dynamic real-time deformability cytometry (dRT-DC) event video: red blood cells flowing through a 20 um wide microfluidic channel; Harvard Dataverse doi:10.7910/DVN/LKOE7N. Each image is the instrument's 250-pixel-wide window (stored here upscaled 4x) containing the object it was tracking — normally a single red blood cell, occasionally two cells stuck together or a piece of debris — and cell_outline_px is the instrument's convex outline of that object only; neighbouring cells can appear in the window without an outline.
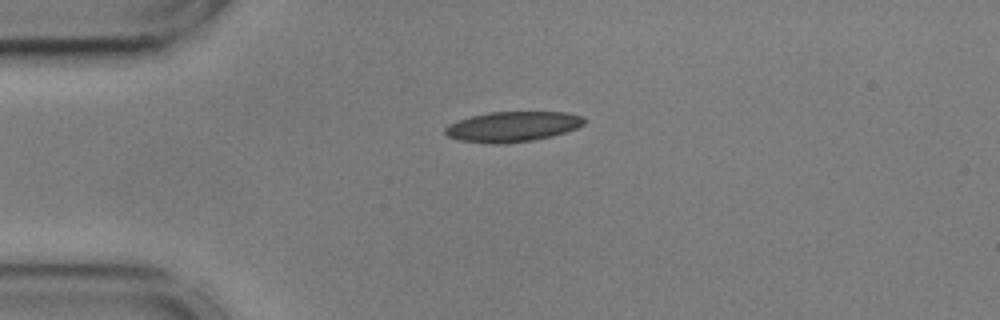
{"species": "common noctule bat (a hibernating species)", "species_latin": "Nyctalus noctula", "temperature_condition": "cold", "stored_images_in_passage": 43, "camera_frame_rate_fps": 3000, "um_per_image_px": 0.085, "animal": {"sex": "male", "body_mass_g": 17.9, "forearm_length_mm": 54.2}, "frame": {"image": 1, "passage_image": 1, "time_ms": 0.0, "image_size_px": [1000, 320], "cell_outline_px": [[588, 120], [584, 124], [576, 128], [552, 136], [532, 140], [504, 144], [488, 144], [460, 140], [448, 136], [444, 132], [444, 128], [448, 124], [472, 116], [488, 112], [568, 112], [584, 116]], "centroid_in_image_um": [43.59, 10.76], "position_along_channel_um": 41.4, "area_um2": 24.62}}
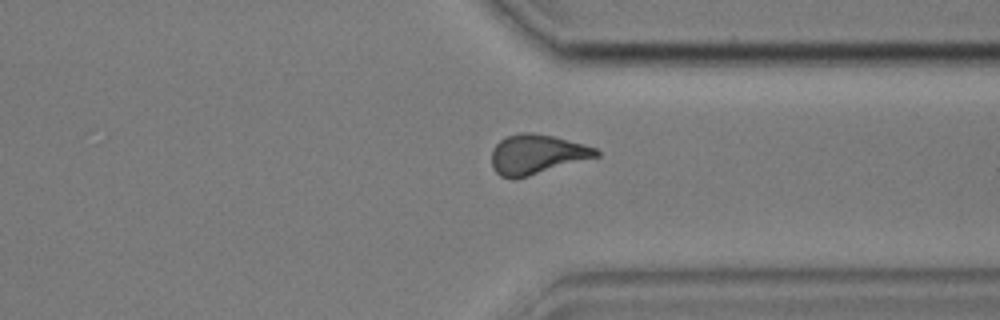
{"frame": {"image": 2, "passage_image": 30, "time_ms": 9.667, "image_size_px": [1000, 320], "cell_outline_px": [[600, 156], [528, 176], [500, 176], [492, 168], [492, 148], [500, 140], [508, 136], [520, 132], [532, 132], [552, 136], [584, 144], [596, 148], [600, 152]], "centroid_in_image_um": [45.64, 13.09], "position_along_channel_um": 365.8, "area_um2": 23.81}}
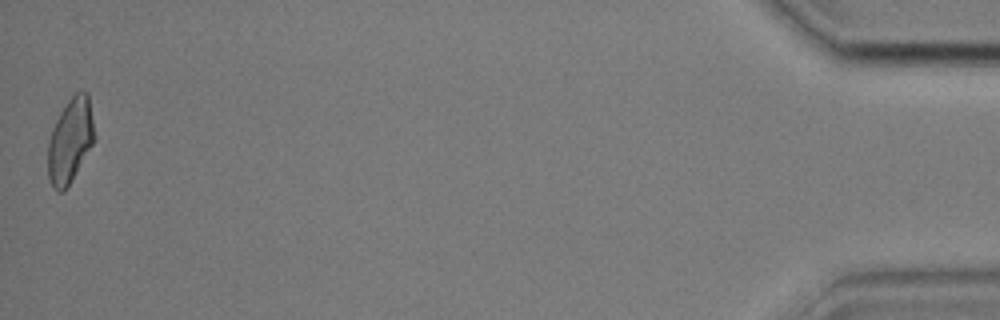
{"frame": {"image": 3, "passage_image": 43, "time_ms": 14.0, "image_size_px": [1000, 320], "cell_outline_px": [[96, 140], [64, 192], [56, 192], [52, 188], [48, 176], [48, 140], [52, 128], [60, 112], [68, 100], [76, 92], [88, 92], [96, 136]], "centroid_in_image_um": [5.98, 11.96], "position_along_channel_um": 429.2, "area_um2": 23.18}, "authors_computed_cell_mechanics": {"area_um2": 23.8136, "velocity_mm_per_s": 3.5927, "shape_relaxation_time_tau1_ms": 5.6576, "shape_relaxation_time_tau2_ms": 2.3985, "deformation_change_tau1": 0.1214, "deformation_change_tau2": 0.0833}}